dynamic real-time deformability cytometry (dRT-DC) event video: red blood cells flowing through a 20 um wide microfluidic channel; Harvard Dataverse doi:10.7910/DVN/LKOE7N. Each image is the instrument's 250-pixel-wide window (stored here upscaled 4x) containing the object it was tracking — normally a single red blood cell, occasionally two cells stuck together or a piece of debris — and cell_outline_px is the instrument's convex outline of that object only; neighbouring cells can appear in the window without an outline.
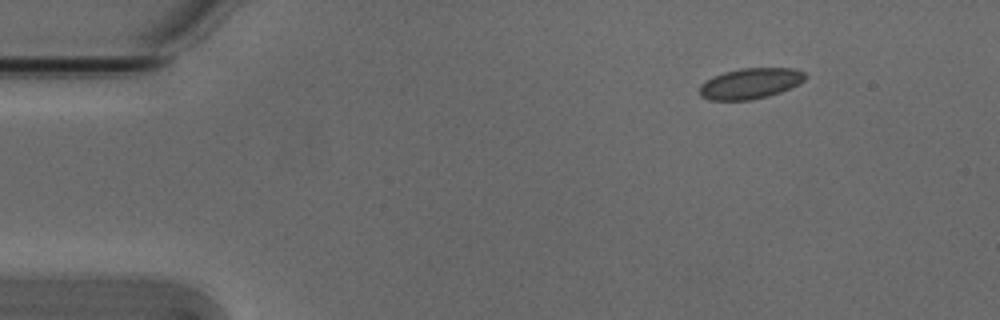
{"species": "Egyptian fruit bat (a non-hibernating species)", "species_latin": "Rousettus aegyptiacus", "temperature_condition": "cold", "stored_images_in_passage": 4, "camera_frame_rate_fps": 3000, "um_per_image_px": 0.085, "animal": {"sex": "male"}, "frame": {"image": 1, "passage_image": 1, "time_ms": 0.0, "image_size_px": [1000, 320], "cell_outline_px": [[808, 76], [800, 84], [780, 92], [768, 96], [748, 100], [708, 100], [700, 96], [700, 84], [712, 76], [724, 72], [740, 68], [792, 68], [804, 72]], "centroid_in_image_um": [63.77, 7.09], "position_along_channel_um": 21.2, "area_um2": 19.02}}
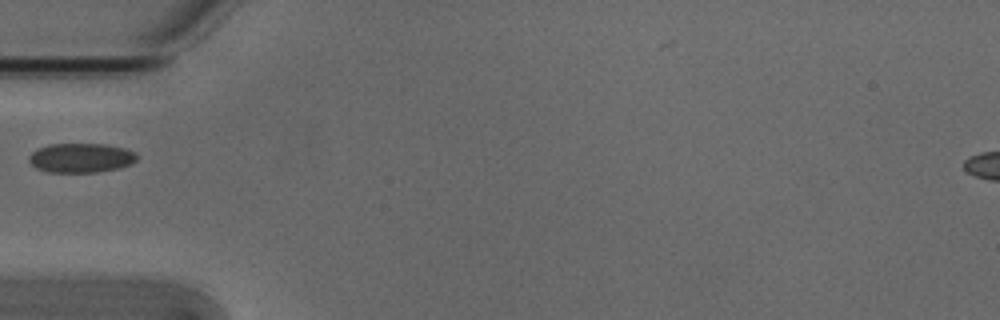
{"frame": {"image": 2, "passage_image": 4, "time_ms": 1.0, "image_size_px": [1000, 320], "cell_outline_px": [[136, 160], [132, 164], [120, 168], [96, 172], [48, 172], [36, 168], [28, 160], [28, 156], [32, 152], [48, 144], [104, 144], [124, 148], [136, 152]], "centroid_in_image_um": [6.89, 13.42], "position_along_channel_um": 78.1, "area_um2": 18.5}}